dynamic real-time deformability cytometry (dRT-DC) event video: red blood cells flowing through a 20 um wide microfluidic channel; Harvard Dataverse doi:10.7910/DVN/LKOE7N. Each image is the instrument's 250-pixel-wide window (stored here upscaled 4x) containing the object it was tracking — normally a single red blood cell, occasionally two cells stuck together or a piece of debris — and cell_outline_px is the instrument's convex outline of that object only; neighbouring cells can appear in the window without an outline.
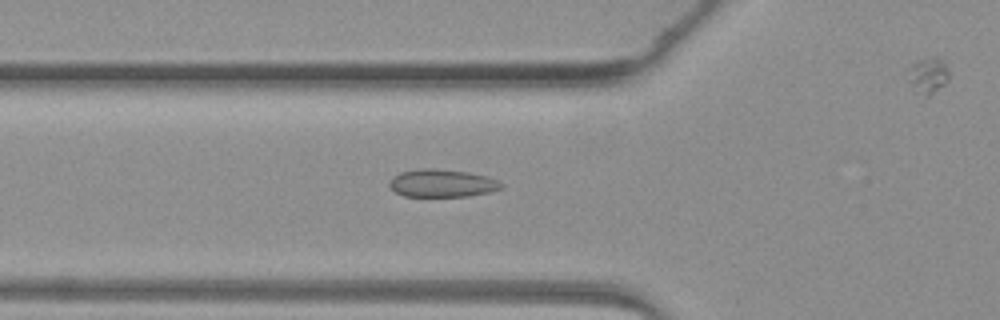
{"species": "common noctule bat (a hibernating species)", "species_latin": "Nyctalus noctula", "temperature_condition": "warm", "stored_images_in_passage": 29, "camera_frame_rate_fps": 3000, "um_per_image_px": 0.085, "animal": {"sex": "female", "body_mass_g": 19.3, "forearm_length_mm": 54.1}, "frame": {"image": 1, "passage_image": 16, "time_ms": 5.0, "image_size_px": [1000, 320], "cell_outline_px": [[504, 184], [500, 188], [488, 192], [468, 196], [404, 196], [396, 192], [388, 184], [388, 180], [392, 176], [400, 172], [420, 168], [436, 168], [468, 172], [488, 176]], "centroid_in_image_um": [37.53, 15.56], "position_along_channel_um": 88.3, "area_um2": 18.15}}
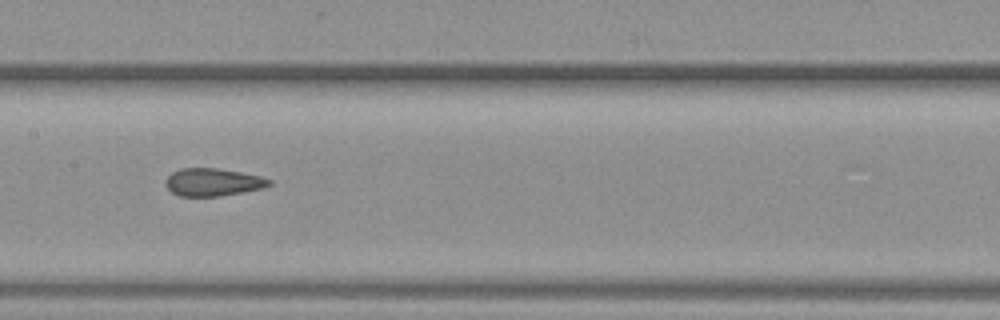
{"frame": {"image": 2, "passage_image": 23, "time_ms": 7.333, "image_size_px": [1000, 320], "cell_outline_px": [[272, 184], [264, 188], [220, 196], [180, 196], [172, 192], [164, 184], [164, 180], [172, 172], [180, 168], [216, 168], [240, 172], [260, 176], [272, 180]], "centroid_in_image_um": [18.09, 15.48], "position_along_channel_um": 189.3, "area_um2": 16.76}}
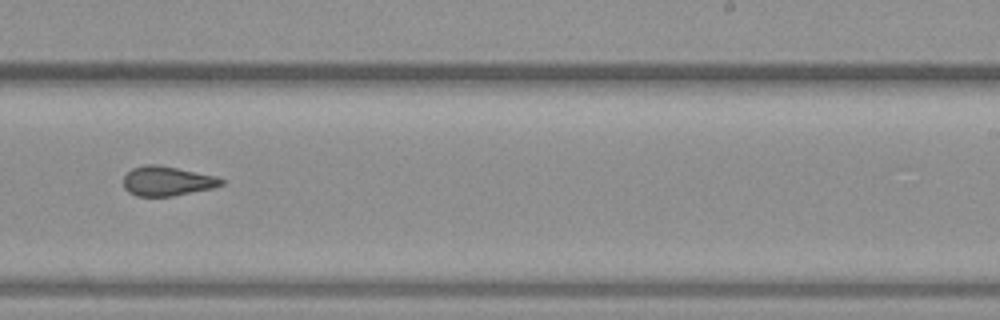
{"frame": {"image": 3, "passage_image": 29, "time_ms": 9.333, "image_size_px": [1000, 320], "cell_outline_px": [[224, 184], [212, 188], [172, 196], [136, 196], [128, 192], [124, 188], [124, 176], [132, 168], [144, 164], [156, 164], [216, 176], [224, 180]], "centroid_in_image_um": [14.18, 15.39], "position_along_channel_um": 274.8, "area_um2": 16.76}}